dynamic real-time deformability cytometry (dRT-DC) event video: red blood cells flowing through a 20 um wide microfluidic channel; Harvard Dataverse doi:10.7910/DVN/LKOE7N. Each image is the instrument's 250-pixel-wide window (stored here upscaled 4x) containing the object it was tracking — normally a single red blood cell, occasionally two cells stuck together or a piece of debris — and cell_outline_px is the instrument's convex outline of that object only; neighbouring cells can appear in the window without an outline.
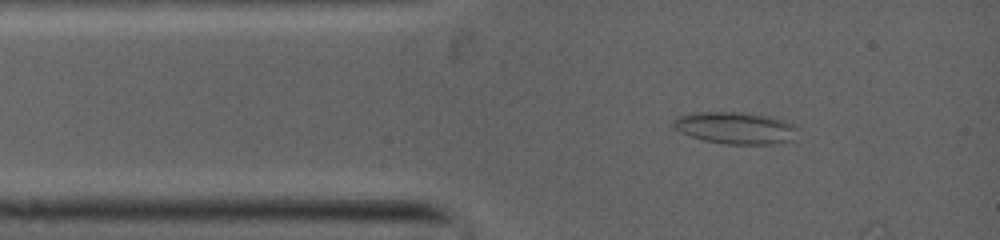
{"species": "common noctule bat (a hibernating species)", "species_latin": "Nyctalus noctula", "temperature_condition": "warm", "stored_images_in_passage": 5, "camera_frame_rate_fps": 5000, "um_per_image_px": 0.085, "animal": {"sex": "female", "body_mass_g": 19.0, "forearm_length_mm": 53.3}, "frame": {"image": 1, "passage_image": 1, "time_ms": 0.0, "image_size_px": [1000, 240], "cell_outline_px": [[792, 128], [784, 140], [764, 144], [728, 144], [704, 140], [680, 132], [676, 128], [676, 120], [680, 116], [700, 112], [728, 112], [760, 116], [780, 120], [788, 124]], "centroid_in_image_um": [62.31, 10.88], "position_along_channel_um": 22.7, "area_um2": 21.04}}